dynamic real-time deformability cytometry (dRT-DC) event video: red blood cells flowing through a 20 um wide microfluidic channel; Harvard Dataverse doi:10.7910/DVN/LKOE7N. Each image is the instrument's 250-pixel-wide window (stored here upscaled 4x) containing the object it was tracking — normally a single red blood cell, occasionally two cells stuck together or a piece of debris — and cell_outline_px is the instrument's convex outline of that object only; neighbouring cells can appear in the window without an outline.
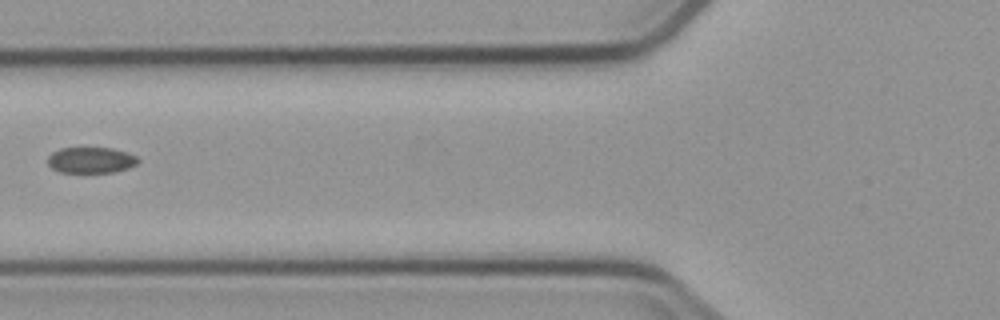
{"species": "common noctule bat (a hibernating species)", "species_latin": "Nyctalus noctula", "temperature_condition": "cold", "stored_images_in_passage": 7, "segment_of_instrument_passage": [2, 2], "camera_frame_rate_fps": 3000, "um_per_image_px": 0.085, "animal": {"sex": "male", "body_mass_g": 23.1, "forearm_length_mm": 52.7}, "frame": {"image": 1, "passage_image": 6, "time_ms": 6.0, "image_size_px": [1000, 320], "cell_outline_px": [[140, 160], [136, 164], [128, 168], [112, 172], [60, 172], [52, 168], [48, 164], [48, 156], [52, 152], [60, 148], [112, 148], [136, 156]], "centroid_in_image_um": [7.71, 13.61], "position_along_channel_um": 118.1, "area_um2": 13.53}}
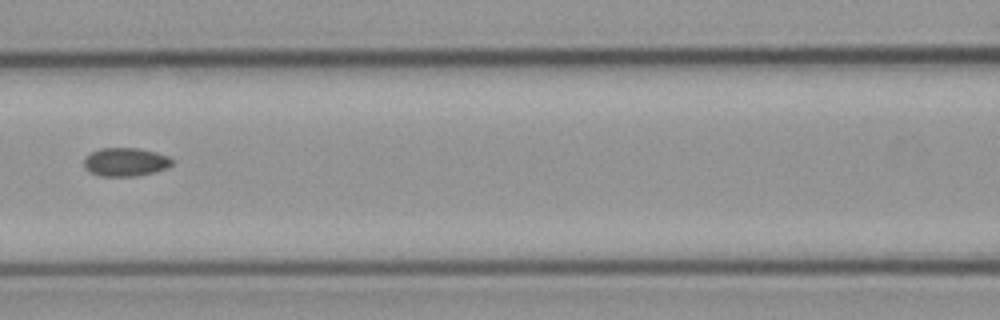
{"frame": {"image": 2, "passage_image": 7, "time_ms": 7.0, "image_size_px": [1000, 320], "cell_outline_px": [[172, 164], [168, 168], [136, 176], [100, 176], [88, 172], [84, 168], [84, 160], [92, 152], [100, 148], [136, 148], [156, 152], [168, 156], [172, 160]], "centroid_in_image_um": [10.65, 13.77], "position_along_channel_um": 156.0, "area_um2": 14.57}}